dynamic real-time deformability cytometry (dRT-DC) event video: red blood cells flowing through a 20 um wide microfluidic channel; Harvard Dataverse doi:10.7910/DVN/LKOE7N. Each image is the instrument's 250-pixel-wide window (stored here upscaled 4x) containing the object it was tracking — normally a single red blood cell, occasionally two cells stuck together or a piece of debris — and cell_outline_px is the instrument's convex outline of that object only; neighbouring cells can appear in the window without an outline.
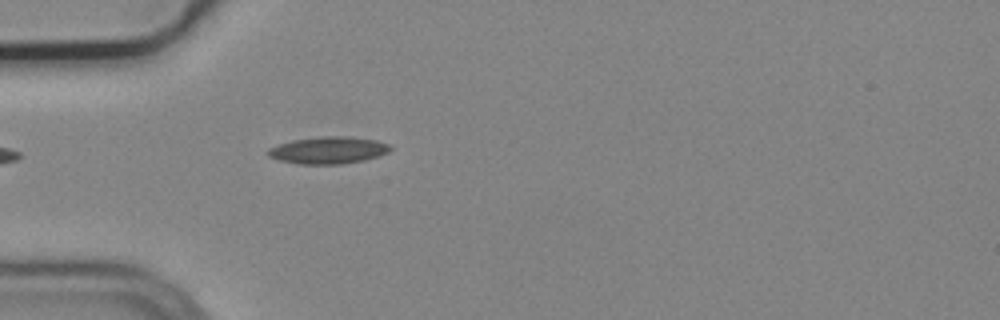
{"species": "common noctule bat (a hibernating species)", "species_latin": "Nyctalus noctula", "temperature_condition": "cold", "stored_images_in_passage": 5, "camera_frame_rate_fps": 3000, "um_per_image_px": 0.085, "animal": {"sex": "male", "body_mass_g": 19.2, "forearm_length_mm": 51.8}, "frame": {"image": 1, "passage_image": 5, "time_ms": 1.333, "image_size_px": [1000, 320], "cell_outline_px": [[392, 148], [388, 152], [364, 160], [340, 164], [300, 164], [280, 160], [268, 156], [264, 152], [268, 148], [292, 140], [320, 136], [344, 136], [376, 140], [388, 144]], "centroid_in_image_um": [27.86, 12.76], "position_along_channel_um": 57.1, "area_um2": 19.19}}